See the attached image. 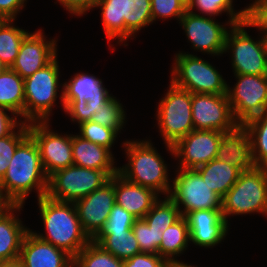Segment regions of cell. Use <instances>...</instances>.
Segmentation results:
<instances>
[{
  "mask_svg": "<svg viewBox=\"0 0 267 267\" xmlns=\"http://www.w3.org/2000/svg\"><path fill=\"white\" fill-rule=\"evenodd\" d=\"M37 199L48 189L46 175L40 157L39 147L29 134L15 150L3 178L0 180V194L8 204L25 205V200L34 190Z\"/></svg>",
  "mask_w": 267,
  "mask_h": 267,
  "instance_id": "obj_1",
  "label": "cell"
},
{
  "mask_svg": "<svg viewBox=\"0 0 267 267\" xmlns=\"http://www.w3.org/2000/svg\"><path fill=\"white\" fill-rule=\"evenodd\" d=\"M37 204L46 233L31 231L74 258L91 241L81 227L74 203L57 201L45 195L37 199Z\"/></svg>",
  "mask_w": 267,
  "mask_h": 267,
  "instance_id": "obj_2",
  "label": "cell"
},
{
  "mask_svg": "<svg viewBox=\"0 0 267 267\" xmlns=\"http://www.w3.org/2000/svg\"><path fill=\"white\" fill-rule=\"evenodd\" d=\"M122 147L128 163L118 167V173L132 183L169 196L172 188L170 170L151 140H126Z\"/></svg>",
  "mask_w": 267,
  "mask_h": 267,
  "instance_id": "obj_3",
  "label": "cell"
},
{
  "mask_svg": "<svg viewBox=\"0 0 267 267\" xmlns=\"http://www.w3.org/2000/svg\"><path fill=\"white\" fill-rule=\"evenodd\" d=\"M60 76L56 57L47 66L24 79V123L50 122L57 97L60 98L62 110L64 109L63 89L58 94L60 87H63L59 81Z\"/></svg>",
  "mask_w": 267,
  "mask_h": 267,
  "instance_id": "obj_4",
  "label": "cell"
},
{
  "mask_svg": "<svg viewBox=\"0 0 267 267\" xmlns=\"http://www.w3.org/2000/svg\"><path fill=\"white\" fill-rule=\"evenodd\" d=\"M221 211L229 216L262 214L267 218V167H254L240 173L236 183L222 198Z\"/></svg>",
  "mask_w": 267,
  "mask_h": 267,
  "instance_id": "obj_5",
  "label": "cell"
},
{
  "mask_svg": "<svg viewBox=\"0 0 267 267\" xmlns=\"http://www.w3.org/2000/svg\"><path fill=\"white\" fill-rule=\"evenodd\" d=\"M174 58L170 75L173 85L192 94H227V81L209 61L184 51Z\"/></svg>",
  "mask_w": 267,
  "mask_h": 267,
  "instance_id": "obj_6",
  "label": "cell"
},
{
  "mask_svg": "<svg viewBox=\"0 0 267 267\" xmlns=\"http://www.w3.org/2000/svg\"><path fill=\"white\" fill-rule=\"evenodd\" d=\"M192 93L171 82L165 96L158 103L155 117L166 150L174 157L173 145L194 130L192 119Z\"/></svg>",
  "mask_w": 267,
  "mask_h": 267,
  "instance_id": "obj_7",
  "label": "cell"
},
{
  "mask_svg": "<svg viewBox=\"0 0 267 267\" xmlns=\"http://www.w3.org/2000/svg\"><path fill=\"white\" fill-rule=\"evenodd\" d=\"M64 112L78 125L90 121L94 112L113 95L104 87L102 79L80 71L63 83Z\"/></svg>",
  "mask_w": 267,
  "mask_h": 267,
  "instance_id": "obj_8",
  "label": "cell"
},
{
  "mask_svg": "<svg viewBox=\"0 0 267 267\" xmlns=\"http://www.w3.org/2000/svg\"><path fill=\"white\" fill-rule=\"evenodd\" d=\"M105 171L71 165L48 177L46 195L62 202H75L99 189L110 180Z\"/></svg>",
  "mask_w": 267,
  "mask_h": 267,
  "instance_id": "obj_9",
  "label": "cell"
},
{
  "mask_svg": "<svg viewBox=\"0 0 267 267\" xmlns=\"http://www.w3.org/2000/svg\"><path fill=\"white\" fill-rule=\"evenodd\" d=\"M169 197L182 216L195 210H221L222 198L203 181L196 169L176 168Z\"/></svg>",
  "mask_w": 267,
  "mask_h": 267,
  "instance_id": "obj_10",
  "label": "cell"
},
{
  "mask_svg": "<svg viewBox=\"0 0 267 267\" xmlns=\"http://www.w3.org/2000/svg\"><path fill=\"white\" fill-rule=\"evenodd\" d=\"M248 22L231 26L225 39V50L231 54L234 74L267 75V55L261 39L252 38L246 31Z\"/></svg>",
  "mask_w": 267,
  "mask_h": 267,
  "instance_id": "obj_11",
  "label": "cell"
},
{
  "mask_svg": "<svg viewBox=\"0 0 267 267\" xmlns=\"http://www.w3.org/2000/svg\"><path fill=\"white\" fill-rule=\"evenodd\" d=\"M236 83L227 96L235 120L243 125L247 120L267 112V75L234 74Z\"/></svg>",
  "mask_w": 267,
  "mask_h": 267,
  "instance_id": "obj_12",
  "label": "cell"
},
{
  "mask_svg": "<svg viewBox=\"0 0 267 267\" xmlns=\"http://www.w3.org/2000/svg\"><path fill=\"white\" fill-rule=\"evenodd\" d=\"M179 24L193 50L207 53L210 56H222L227 32L237 22L228 20L222 24L218 23L214 17L194 14L187 10Z\"/></svg>",
  "mask_w": 267,
  "mask_h": 267,
  "instance_id": "obj_13",
  "label": "cell"
},
{
  "mask_svg": "<svg viewBox=\"0 0 267 267\" xmlns=\"http://www.w3.org/2000/svg\"><path fill=\"white\" fill-rule=\"evenodd\" d=\"M48 122L28 123L29 134L36 141L41 163L49 177L55 171L73 165L72 134H59Z\"/></svg>",
  "mask_w": 267,
  "mask_h": 267,
  "instance_id": "obj_14",
  "label": "cell"
},
{
  "mask_svg": "<svg viewBox=\"0 0 267 267\" xmlns=\"http://www.w3.org/2000/svg\"><path fill=\"white\" fill-rule=\"evenodd\" d=\"M194 130L229 132L239 123L235 120L227 94H192Z\"/></svg>",
  "mask_w": 267,
  "mask_h": 267,
  "instance_id": "obj_15",
  "label": "cell"
},
{
  "mask_svg": "<svg viewBox=\"0 0 267 267\" xmlns=\"http://www.w3.org/2000/svg\"><path fill=\"white\" fill-rule=\"evenodd\" d=\"M224 132L218 130H193L180 138L172 147L177 168L196 169L217 156Z\"/></svg>",
  "mask_w": 267,
  "mask_h": 267,
  "instance_id": "obj_16",
  "label": "cell"
},
{
  "mask_svg": "<svg viewBox=\"0 0 267 267\" xmlns=\"http://www.w3.org/2000/svg\"><path fill=\"white\" fill-rule=\"evenodd\" d=\"M115 204L114 176L99 189L74 202L81 227L91 240L104 228Z\"/></svg>",
  "mask_w": 267,
  "mask_h": 267,
  "instance_id": "obj_17",
  "label": "cell"
},
{
  "mask_svg": "<svg viewBox=\"0 0 267 267\" xmlns=\"http://www.w3.org/2000/svg\"><path fill=\"white\" fill-rule=\"evenodd\" d=\"M47 38L42 29L30 32L23 39L11 69L26 79L51 63L58 56V39Z\"/></svg>",
  "mask_w": 267,
  "mask_h": 267,
  "instance_id": "obj_18",
  "label": "cell"
},
{
  "mask_svg": "<svg viewBox=\"0 0 267 267\" xmlns=\"http://www.w3.org/2000/svg\"><path fill=\"white\" fill-rule=\"evenodd\" d=\"M192 244L213 248L224 242L229 231V223L221 210H195L185 216Z\"/></svg>",
  "mask_w": 267,
  "mask_h": 267,
  "instance_id": "obj_19",
  "label": "cell"
},
{
  "mask_svg": "<svg viewBox=\"0 0 267 267\" xmlns=\"http://www.w3.org/2000/svg\"><path fill=\"white\" fill-rule=\"evenodd\" d=\"M19 260L25 267H73L70 254L39 239L31 230L23 238Z\"/></svg>",
  "mask_w": 267,
  "mask_h": 267,
  "instance_id": "obj_20",
  "label": "cell"
},
{
  "mask_svg": "<svg viewBox=\"0 0 267 267\" xmlns=\"http://www.w3.org/2000/svg\"><path fill=\"white\" fill-rule=\"evenodd\" d=\"M24 205L8 204L0 211V264L19 259L21 244L30 228L16 216Z\"/></svg>",
  "mask_w": 267,
  "mask_h": 267,
  "instance_id": "obj_21",
  "label": "cell"
},
{
  "mask_svg": "<svg viewBox=\"0 0 267 267\" xmlns=\"http://www.w3.org/2000/svg\"><path fill=\"white\" fill-rule=\"evenodd\" d=\"M116 204L137 219L144 218L160 195L154 190L132 183L119 173L114 175Z\"/></svg>",
  "mask_w": 267,
  "mask_h": 267,
  "instance_id": "obj_22",
  "label": "cell"
},
{
  "mask_svg": "<svg viewBox=\"0 0 267 267\" xmlns=\"http://www.w3.org/2000/svg\"><path fill=\"white\" fill-rule=\"evenodd\" d=\"M216 158L238 168L241 172L255 167L250 135L243 125L239 124L234 130L223 134Z\"/></svg>",
  "mask_w": 267,
  "mask_h": 267,
  "instance_id": "obj_23",
  "label": "cell"
},
{
  "mask_svg": "<svg viewBox=\"0 0 267 267\" xmlns=\"http://www.w3.org/2000/svg\"><path fill=\"white\" fill-rule=\"evenodd\" d=\"M73 165L105 171L110 177L118 173L112 150L72 134Z\"/></svg>",
  "mask_w": 267,
  "mask_h": 267,
  "instance_id": "obj_24",
  "label": "cell"
},
{
  "mask_svg": "<svg viewBox=\"0 0 267 267\" xmlns=\"http://www.w3.org/2000/svg\"><path fill=\"white\" fill-rule=\"evenodd\" d=\"M126 0H98L95 8H101V19L104 32L111 40H117L118 44L128 46L127 40L135 36L125 27ZM126 43V44H125Z\"/></svg>",
  "mask_w": 267,
  "mask_h": 267,
  "instance_id": "obj_25",
  "label": "cell"
},
{
  "mask_svg": "<svg viewBox=\"0 0 267 267\" xmlns=\"http://www.w3.org/2000/svg\"><path fill=\"white\" fill-rule=\"evenodd\" d=\"M196 170L200 173L204 182L221 198L236 183L241 171L217 158L204 164Z\"/></svg>",
  "mask_w": 267,
  "mask_h": 267,
  "instance_id": "obj_26",
  "label": "cell"
},
{
  "mask_svg": "<svg viewBox=\"0 0 267 267\" xmlns=\"http://www.w3.org/2000/svg\"><path fill=\"white\" fill-rule=\"evenodd\" d=\"M24 79L11 68L0 73V107L24 122Z\"/></svg>",
  "mask_w": 267,
  "mask_h": 267,
  "instance_id": "obj_27",
  "label": "cell"
},
{
  "mask_svg": "<svg viewBox=\"0 0 267 267\" xmlns=\"http://www.w3.org/2000/svg\"><path fill=\"white\" fill-rule=\"evenodd\" d=\"M190 243L189 226L182 216L162 233L159 255L167 262L177 260V256L186 252Z\"/></svg>",
  "mask_w": 267,
  "mask_h": 267,
  "instance_id": "obj_28",
  "label": "cell"
},
{
  "mask_svg": "<svg viewBox=\"0 0 267 267\" xmlns=\"http://www.w3.org/2000/svg\"><path fill=\"white\" fill-rule=\"evenodd\" d=\"M93 240L103 249L121 260L129 259L134 255L142 253L132 231L97 235Z\"/></svg>",
  "mask_w": 267,
  "mask_h": 267,
  "instance_id": "obj_29",
  "label": "cell"
},
{
  "mask_svg": "<svg viewBox=\"0 0 267 267\" xmlns=\"http://www.w3.org/2000/svg\"><path fill=\"white\" fill-rule=\"evenodd\" d=\"M14 20L0 21V60L7 68H11L23 39L30 33L27 30L16 27Z\"/></svg>",
  "mask_w": 267,
  "mask_h": 267,
  "instance_id": "obj_30",
  "label": "cell"
},
{
  "mask_svg": "<svg viewBox=\"0 0 267 267\" xmlns=\"http://www.w3.org/2000/svg\"><path fill=\"white\" fill-rule=\"evenodd\" d=\"M243 126L250 135L255 167H267V112L247 120Z\"/></svg>",
  "mask_w": 267,
  "mask_h": 267,
  "instance_id": "obj_31",
  "label": "cell"
},
{
  "mask_svg": "<svg viewBox=\"0 0 267 267\" xmlns=\"http://www.w3.org/2000/svg\"><path fill=\"white\" fill-rule=\"evenodd\" d=\"M233 0H187V10L198 15L214 17L226 13L229 21H236L237 23L246 21L247 7L241 8L237 12L234 8ZM197 9V12H195Z\"/></svg>",
  "mask_w": 267,
  "mask_h": 267,
  "instance_id": "obj_32",
  "label": "cell"
},
{
  "mask_svg": "<svg viewBox=\"0 0 267 267\" xmlns=\"http://www.w3.org/2000/svg\"><path fill=\"white\" fill-rule=\"evenodd\" d=\"M182 217L179 208L169 196H164L154 203L143 218L150 228L164 232Z\"/></svg>",
  "mask_w": 267,
  "mask_h": 267,
  "instance_id": "obj_33",
  "label": "cell"
},
{
  "mask_svg": "<svg viewBox=\"0 0 267 267\" xmlns=\"http://www.w3.org/2000/svg\"><path fill=\"white\" fill-rule=\"evenodd\" d=\"M73 267H124V263L91 240L73 258Z\"/></svg>",
  "mask_w": 267,
  "mask_h": 267,
  "instance_id": "obj_34",
  "label": "cell"
},
{
  "mask_svg": "<svg viewBox=\"0 0 267 267\" xmlns=\"http://www.w3.org/2000/svg\"><path fill=\"white\" fill-rule=\"evenodd\" d=\"M152 23L151 0H126L124 24L134 36Z\"/></svg>",
  "mask_w": 267,
  "mask_h": 267,
  "instance_id": "obj_35",
  "label": "cell"
},
{
  "mask_svg": "<svg viewBox=\"0 0 267 267\" xmlns=\"http://www.w3.org/2000/svg\"><path fill=\"white\" fill-rule=\"evenodd\" d=\"M126 111L120 100L112 96L101 108L94 112L91 121L115 130L118 134L126 124Z\"/></svg>",
  "mask_w": 267,
  "mask_h": 267,
  "instance_id": "obj_36",
  "label": "cell"
},
{
  "mask_svg": "<svg viewBox=\"0 0 267 267\" xmlns=\"http://www.w3.org/2000/svg\"><path fill=\"white\" fill-rule=\"evenodd\" d=\"M78 128V136L87 141L104 146L109 150L112 149L119 135L115 130L92 122L91 120L80 123Z\"/></svg>",
  "mask_w": 267,
  "mask_h": 267,
  "instance_id": "obj_37",
  "label": "cell"
},
{
  "mask_svg": "<svg viewBox=\"0 0 267 267\" xmlns=\"http://www.w3.org/2000/svg\"><path fill=\"white\" fill-rule=\"evenodd\" d=\"M28 135V123L22 122L10 135L0 138V180L5 175L17 146Z\"/></svg>",
  "mask_w": 267,
  "mask_h": 267,
  "instance_id": "obj_38",
  "label": "cell"
},
{
  "mask_svg": "<svg viewBox=\"0 0 267 267\" xmlns=\"http://www.w3.org/2000/svg\"><path fill=\"white\" fill-rule=\"evenodd\" d=\"M132 232L142 253L158 254L162 240V231L150 228L143 218L136 219Z\"/></svg>",
  "mask_w": 267,
  "mask_h": 267,
  "instance_id": "obj_39",
  "label": "cell"
},
{
  "mask_svg": "<svg viewBox=\"0 0 267 267\" xmlns=\"http://www.w3.org/2000/svg\"><path fill=\"white\" fill-rule=\"evenodd\" d=\"M187 11V0H151L152 22L157 19H180Z\"/></svg>",
  "mask_w": 267,
  "mask_h": 267,
  "instance_id": "obj_40",
  "label": "cell"
},
{
  "mask_svg": "<svg viewBox=\"0 0 267 267\" xmlns=\"http://www.w3.org/2000/svg\"><path fill=\"white\" fill-rule=\"evenodd\" d=\"M137 218L121 206L115 204L109 214L104 228L98 235H108L111 232L132 231V226Z\"/></svg>",
  "mask_w": 267,
  "mask_h": 267,
  "instance_id": "obj_41",
  "label": "cell"
},
{
  "mask_svg": "<svg viewBox=\"0 0 267 267\" xmlns=\"http://www.w3.org/2000/svg\"><path fill=\"white\" fill-rule=\"evenodd\" d=\"M246 7L248 27L267 29V0H254Z\"/></svg>",
  "mask_w": 267,
  "mask_h": 267,
  "instance_id": "obj_42",
  "label": "cell"
},
{
  "mask_svg": "<svg viewBox=\"0 0 267 267\" xmlns=\"http://www.w3.org/2000/svg\"><path fill=\"white\" fill-rule=\"evenodd\" d=\"M124 267H169V262L158 254L140 253L123 260Z\"/></svg>",
  "mask_w": 267,
  "mask_h": 267,
  "instance_id": "obj_43",
  "label": "cell"
},
{
  "mask_svg": "<svg viewBox=\"0 0 267 267\" xmlns=\"http://www.w3.org/2000/svg\"><path fill=\"white\" fill-rule=\"evenodd\" d=\"M73 16H83L91 9H95L98 0H56Z\"/></svg>",
  "mask_w": 267,
  "mask_h": 267,
  "instance_id": "obj_44",
  "label": "cell"
},
{
  "mask_svg": "<svg viewBox=\"0 0 267 267\" xmlns=\"http://www.w3.org/2000/svg\"><path fill=\"white\" fill-rule=\"evenodd\" d=\"M26 2L27 0H0V19L15 21Z\"/></svg>",
  "mask_w": 267,
  "mask_h": 267,
  "instance_id": "obj_45",
  "label": "cell"
},
{
  "mask_svg": "<svg viewBox=\"0 0 267 267\" xmlns=\"http://www.w3.org/2000/svg\"><path fill=\"white\" fill-rule=\"evenodd\" d=\"M21 123V119L16 114L0 107V138L10 135Z\"/></svg>",
  "mask_w": 267,
  "mask_h": 267,
  "instance_id": "obj_46",
  "label": "cell"
},
{
  "mask_svg": "<svg viewBox=\"0 0 267 267\" xmlns=\"http://www.w3.org/2000/svg\"><path fill=\"white\" fill-rule=\"evenodd\" d=\"M261 33L260 36V39H261V42H262V45H263V49L264 51L266 52V55H267V29H258Z\"/></svg>",
  "mask_w": 267,
  "mask_h": 267,
  "instance_id": "obj_47",
  "label": "cell"
},
{
  "mask_svg": "<svg viewBox=\"0 0 267 267\" xmlns=\"http://www.w3.org/2000/svg\"><path fill=\"white\" fill-rule=\"evenodd\" d=\"M169 267H197V266H194V265H190L188 263H184L180 260H174V261H171L169 262Z\"/></svg>",
  "mask_w": 267,
  "mask_h": 267,
  "instance_id": "obj_48",
  "label": "cell"
},
{
  "mask_svg": "<svg viewBox=\"0 0 267 267\" xmlns=\"http://www.w3.org/2000/svg\"><path fill=\"white\" fill-rule=\"evenodd\" d=\"M0 267H25V266L18 259V260H15V261H10V262H6V263H3V264H0Z\"/></svg>",
  "mask_w": 267,
  "mask_h": 267,
  "instance_id": "obj_49",
  "label": "cell"
},
{
  "mask_svg": "<svg viewBox=\"0 0 267 267\" xmlns=\"http://www.w3.org/2000/svg\"><path fill=\"white\" fill-rule=\"evenodd\" d=\"M7 205L8 203L2 198L0 194V211H2Z\"/></svg>",
  "mask_w": 267,
  "mask_h": 267,
  "instance_id": "obj_50",
  "label": "cell"
},
{
  "mask_svg": "<svg viewBox=\"0 0 267 267\" xmlns=\"http://www.w3.org/2000/svg\"><path fill=\"white\" fill-rule=\"evenodd\" d=\"M7 69V67L5 66V64L0 60V73L5 71Z\"/></svg>",
  "mask_w": 267,
  "mask_h": 267,
  "instance_id": "obj_51",
  "label": "cell"
}]
</instances>
